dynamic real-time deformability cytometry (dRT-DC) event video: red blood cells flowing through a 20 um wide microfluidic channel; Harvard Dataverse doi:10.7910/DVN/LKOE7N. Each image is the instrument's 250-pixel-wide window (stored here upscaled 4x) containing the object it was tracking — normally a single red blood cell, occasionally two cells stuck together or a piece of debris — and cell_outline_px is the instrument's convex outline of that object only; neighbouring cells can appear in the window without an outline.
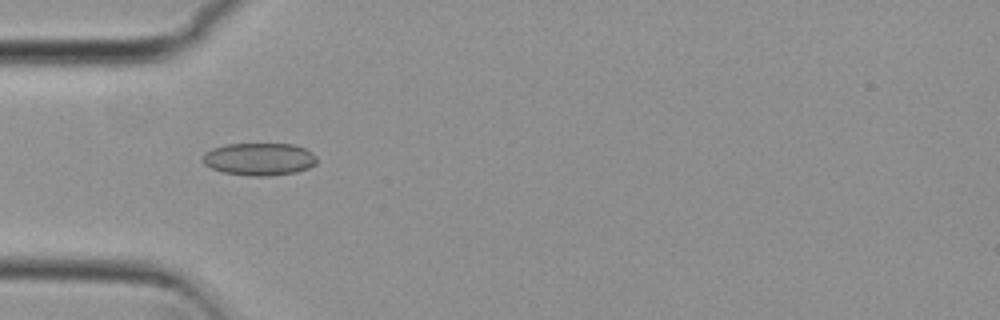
{"species": "common noctule bat (a hibernating species)", "species_latin": "Nyctalus noctula", "temperature_condition": "cold", "stored_images_in_passage": 48, "camera_frame_rate_fps": 3000, "um_per_image_px": 0.085, "animal": {"sex": "female", "body_mass_g": 29.2, "forearm_length_mm": 56.3}, "frame": {"image": 1, "passage_image": 17, "time_ms": 5.333, "image_size_px": [1000, 320], "cell_outline_px": [[316, 164], [308, 168], [296, 172], [268, 176], [248, 176], [224, 172], [212, 168], [204, 164], [200, 160], [204, 152], [212, 148], [228, 144], [296, 144], [312, 152], [316, 156]], "centroid_in_image_um": [22.02, 13.52], "position_along_channel_um": 63.0, "area_um2": 21.79}}
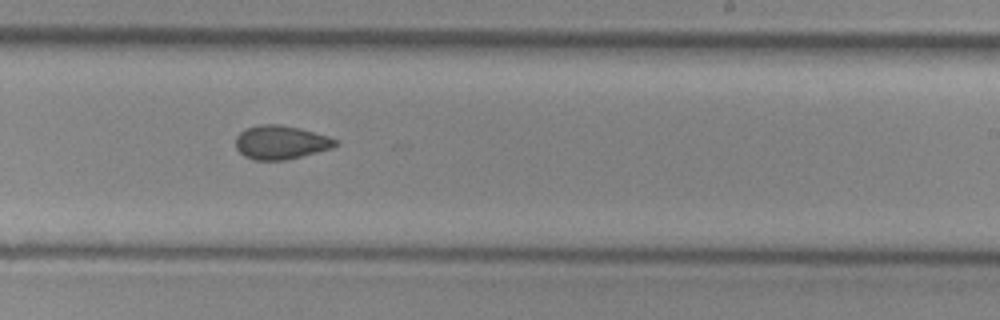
{"frame": {"image": 2, "passage_image": 33, "time_ms": 10.667, "image_size_px": [1000, 320], "cell_outline_px": [[336, 144], [332, 148], [284, 160], [256, 160], [244, 156], [236, 148], [236, 136], [244, 128], [260, 124], [276, 124], [300, 128], [328, 136], [336, 140]], "centroid_in_image_um": [23.82, 12.09], "position_along_channel_um": 265.2, "area_um2": 19.42}}
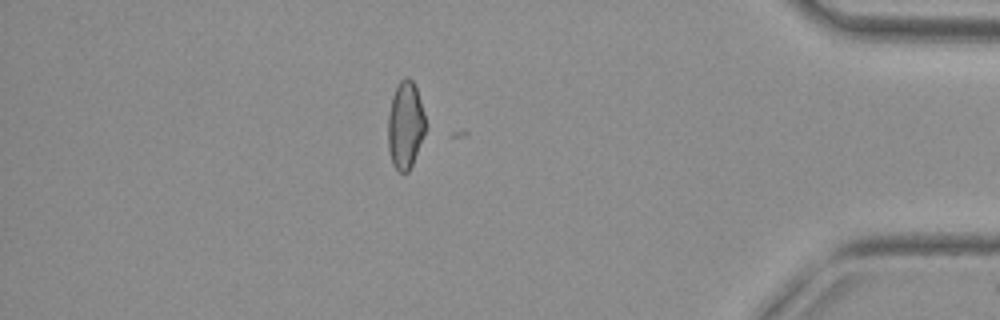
{"frame": {"image": 3, "passage_image": 47, "time_ms": 15.333, "image_size_px": [1000, 320], "cell_outline_px": [[428, 128], [412, 164], [408, 172], [400, 172], [392, 164], [388, 148], [388, 112], [392, 96], [400, 80], [404, 76], [408, 76], [412, 80], [416, 88], [428, 124]], "centroid_in_image_um": [34.47, 10.63], "position_along_channel_um": 400.7, "area_um2": 19.48}}